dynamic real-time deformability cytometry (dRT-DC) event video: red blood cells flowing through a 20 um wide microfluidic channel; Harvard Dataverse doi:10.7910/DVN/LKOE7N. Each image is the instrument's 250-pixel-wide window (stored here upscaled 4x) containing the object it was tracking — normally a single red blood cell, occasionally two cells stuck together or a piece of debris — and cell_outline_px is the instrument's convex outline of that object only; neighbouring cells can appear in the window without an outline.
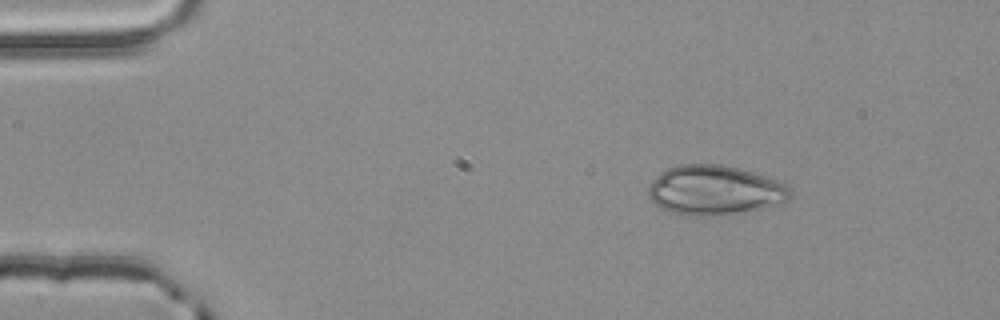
{"species": "common noctule bat (a hibernating species)", "species_latin": "Nyctalus noctula", "temperature_condition": "room temperature", "stored_images_in_passage": 4, "segment_of_instrument_passage": [1, 2], "camera_frame_rate_fps": 3000, "um_per_image_px": 0.085, "animal": {"sex": "male", "body_mass_g": 20.4}, "frame": {"image": 1, "passage_image": 2, "time_ms": 0.333, "image_size_px": [1000, 320], "cell_outline_px": [[792, 196], [784, 204], [712, 216], [684, 216], [668, 212], [660, 208], [648, 196], [648, 188], [652, 180], [660, 172], [668, 168], [680, 164], [720, 164], [740, 168], [780, 180], [788, 184], [792, 188]], "centroid_in_image_um": [60.78, 16.16], "position_along_channel_um": 24.2, "area_um2": 41.62}}